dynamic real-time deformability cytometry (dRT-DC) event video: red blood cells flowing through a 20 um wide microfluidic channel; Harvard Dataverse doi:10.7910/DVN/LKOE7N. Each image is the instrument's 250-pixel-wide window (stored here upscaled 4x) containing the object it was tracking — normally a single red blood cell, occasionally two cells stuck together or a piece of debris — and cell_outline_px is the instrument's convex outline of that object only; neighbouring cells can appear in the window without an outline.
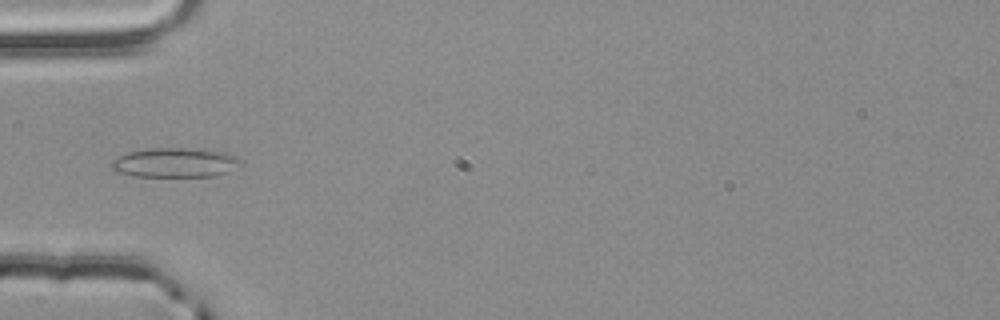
{"species": "common noctule bat (a hibernating species)", "species_latin": "Nyctalus noctula", "temperature_condition": "room temperature", "stored_images_in_passage": 3, "camera_frame_rate_fps": 3000, "um_per_image_px": 0.085, "animal": {"sex": "male", "body_mass_g": 20.4}, "frame": {"image": 1, "passage_image": 3, "time_ms": 0.667, "image_size_px": [1000, 320], "cell_outline_px": [[240, 160], [228, 172], [216, 176], [132, 176], [116, 172], [108, 164], [112, 160], [128, 152], [148, 148], [188, 148], [228, 152], [236, 156]], "centroid_in_image_um": [14.81, 13.82], "position_along_channel_um": 70.2, "area_um2": 22.14}}